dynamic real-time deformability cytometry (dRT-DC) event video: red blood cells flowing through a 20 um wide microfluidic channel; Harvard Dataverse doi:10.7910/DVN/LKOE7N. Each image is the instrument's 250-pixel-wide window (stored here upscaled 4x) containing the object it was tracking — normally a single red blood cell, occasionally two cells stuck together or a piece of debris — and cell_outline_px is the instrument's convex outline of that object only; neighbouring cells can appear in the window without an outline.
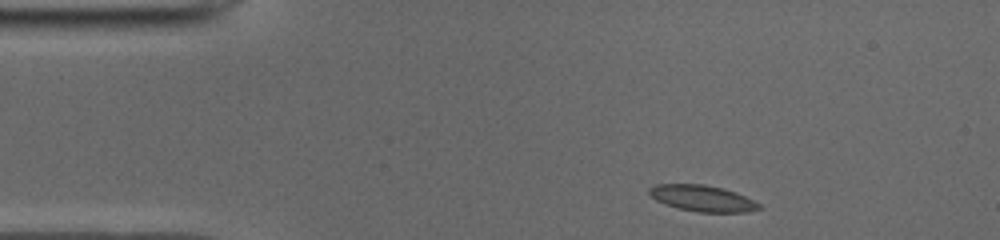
{"species": "common noctule bat (a hibernating species)", "species_latin": "Nyctalus noctula", "temperature_condition": "cold", "stored_images_in_passage": 44, "camera_frame_rate_fps": 3000, "um_per_image_px": 0.085, "animal": {"sex": "male", "body_mass_g": 19.0, "forearm_length_mm": 50.8}, "frame": {"image": 1, "passage_image": 1, "time_ms": 0.0, "image_size_px": [1000, 240], "cell_outline_px": [[764, 208], [748, 212], [700, 212], [680, 208], [664, 204], [656, 200], [648, 192], [648, 188], [656, 184], [704, 184], [724, 188], [736, 192], [760, 204]], "centroid_in_image_um": [59.72, 16.85], "position_along_channel_um": 25.3, "area_um2": 16.76}}
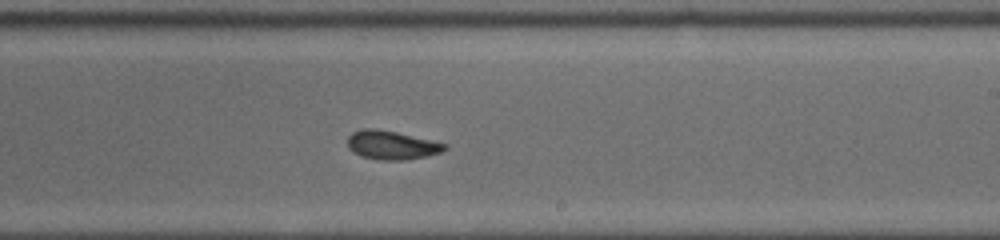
{"frame": {"image": 2, "passage_image": 23, "time_ms": 7.333, "image_size_px": [1000, 240], "cell_outline_px": [[448, 148], [440, 152], [428, 156], [404, 160], [376, 160], [360, 156], [348, 148], [348, 136], [352, 132], [364, 128], [372, 128], [396, 132], [448, 144]], "centroid_in_image_um": [33.28, 12.34], "position_along_channel_um": 255.7, "area_um2": 16.3}}
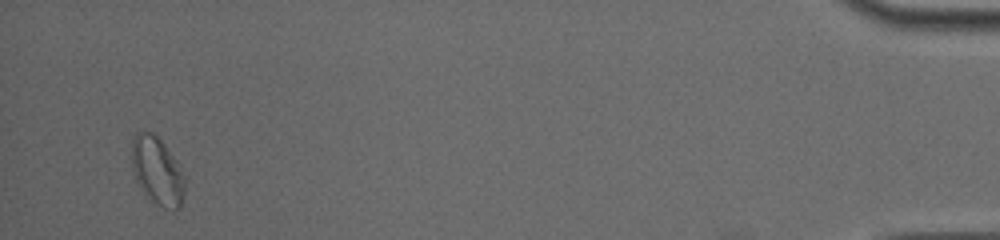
{"frame": {"image": 3, "passage_image": 42, "time_ms": 13.667, "image_size_px": [1000, 240], "cell_outline_px": [[184, 192], [180, 208], [172, 212], [156, 204], [140, 184], [132, 172], [132, 140], [136, 132], [152, 132], [164, 144], [180, 164], [184, 176]], "centroid_in_image_um": [13.4, 14.53], "position_along_channel_um": 421.8, "area_um2": 20.81}, "authors_computed_cell_mechanics": {"area_um2": 16.762, "velocity_mm_per_s": 3.9348, "shape_relaxation_time_tau1_ms": 5.6048, "shape_relaxation_time_tau2_ms": 10.2549, "deformation_change_tau1": 0.143, "deformation_change_tau2": 0.1239}}